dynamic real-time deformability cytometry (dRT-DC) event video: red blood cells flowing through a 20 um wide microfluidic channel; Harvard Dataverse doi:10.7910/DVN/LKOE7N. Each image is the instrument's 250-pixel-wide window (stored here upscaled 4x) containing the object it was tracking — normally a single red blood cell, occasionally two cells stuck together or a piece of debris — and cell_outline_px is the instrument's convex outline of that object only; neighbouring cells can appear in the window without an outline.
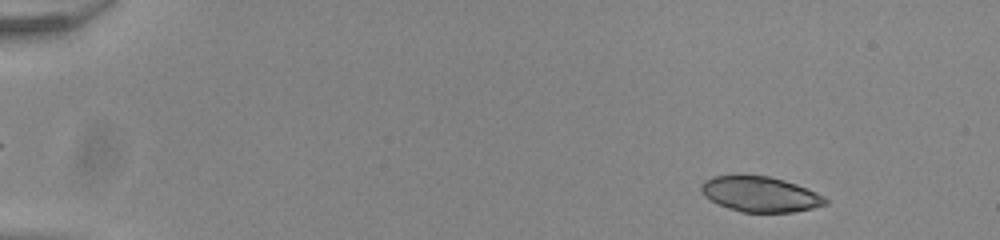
{"species": "common noctule bat (a hibernating species)", "species_latin": "Nyctalus noctula", "temperature_condition": "room temperature", "stored_images_in_passage": 52, "camera_frame_rate_fps": 3000, "um_per_image_px": 0.085, "animal": {"sex": "male", "body_mass_g": 20.0, "forearm_length_mm": 53.3}, "frame": {"image": 1, "passage_image": 5, "time_ms": 1.333, "image_size_px": [1000, 240], "cell_outline_px": [[828, 204], [812, 208], [792, 212], [740, 212], [728, 208], [704, 196], [700, 192], [700, 184], [704, 180], [712, 176], [768, 176], [784, 180], [796, 184], [816, 192], [824, 196], [828, 200]], "centroid_in_image_um": [64.61, 16.51], "position_along_channel_um": 20.4, "area_um2": 25.43}}
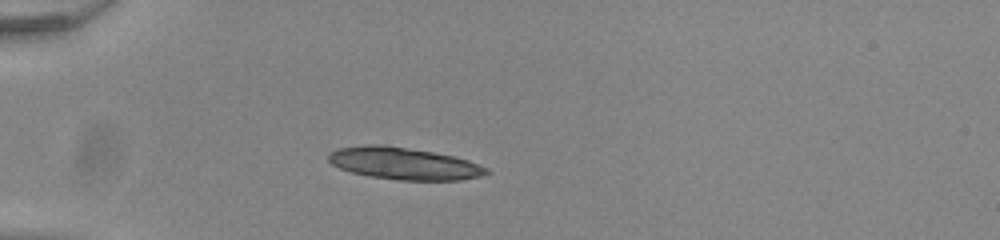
{"frame": {"image": 2, "passage_image": 15, "time_ms": 4.667, "image_size_px": [1000, 240], "cell_outline_px": [[492, 172], [480, 176], [460, 180], [400, 180], [372, 176], [352, 172], [340, 168], [332, 164], [328, 160], [328, 156], [332, 152], [340, 148], [368, 144], [380, 144], [432, 152], [456, 156], [468, 160], [488, 168]], "centroid_in_image_um": [34.38, 13.9], "position_along_channel_um": 50.6, "area_um2": 29.25}, "authors_computed_cell_mechanics": {"area_um2": 26.4146, "velocity_mm_per_s": 3.907, "shape_relaxation_time_tau1_ms": 1.2878, "shape_relaxation_time_tau2_ms": 1.4007, "deformation_change_tau1": 0.2967, "deformation_change_tau2": 0.0551}}